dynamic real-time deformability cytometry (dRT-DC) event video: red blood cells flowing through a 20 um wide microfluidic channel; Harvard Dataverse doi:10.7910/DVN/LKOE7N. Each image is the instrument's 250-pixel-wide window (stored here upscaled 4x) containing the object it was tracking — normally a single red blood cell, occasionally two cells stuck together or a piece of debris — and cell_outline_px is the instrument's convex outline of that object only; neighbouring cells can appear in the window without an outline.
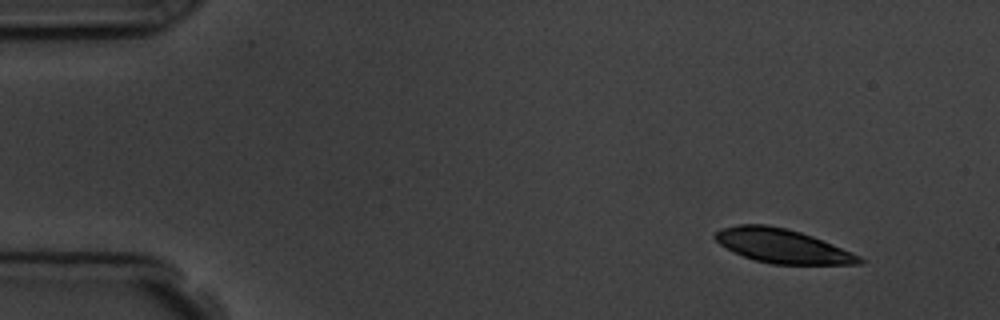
{"species": "common noctule bat (a hibernating species)", "species_latin": "Nyctalus noctula", "temperature_condition": "room temperature", "stored_images_in_passage": 4, "camera_frame_rate_fps": 3000, "um_per_image_px": 0.085, "animal": {"sex": "male", "body_mass_g": 19.5, "forearm_length_mm": 54.6}, "frame": {"image": 1, "passage_image": 1, "time_ms": 0.0, "image_size_px": [1000, 320], "cell_outline_px": [[864, 264], [772, 264], [756, 260], [744, 256], [720, 244], [712, 236], [720, 228], [740, 224], [764, 224], [784, 228], [800, 232], [812, 236], [852, 252], [860, 256], [864, 260]], "centroid_in_image_um": [66.5, 20.9], "position_along_channel_um": 18.5, "area_um2": 28.26}}
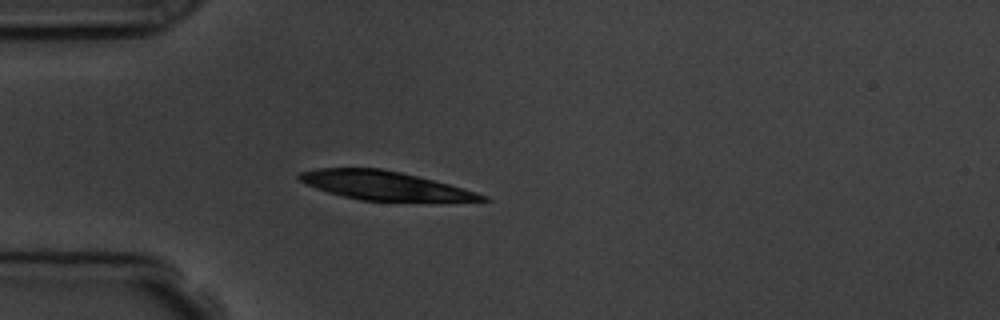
{"frame": {"image": 2, "passage_image": 4, "time_ms": 3.333, "image_size_px": [1000, 320], "cell_outline_px": [[492, 200], [360, 200], [328, 192], [316, 188], [300, 180], [296, 176], [300, 172], [316, 168], [380, 168], [400, 172], [448, 184], [476, 192], [488, 196]], "centroid_in_image_um": [32.61, 15.75], "position_along_channel_um": 52.4, "area_um2": 29.71}}